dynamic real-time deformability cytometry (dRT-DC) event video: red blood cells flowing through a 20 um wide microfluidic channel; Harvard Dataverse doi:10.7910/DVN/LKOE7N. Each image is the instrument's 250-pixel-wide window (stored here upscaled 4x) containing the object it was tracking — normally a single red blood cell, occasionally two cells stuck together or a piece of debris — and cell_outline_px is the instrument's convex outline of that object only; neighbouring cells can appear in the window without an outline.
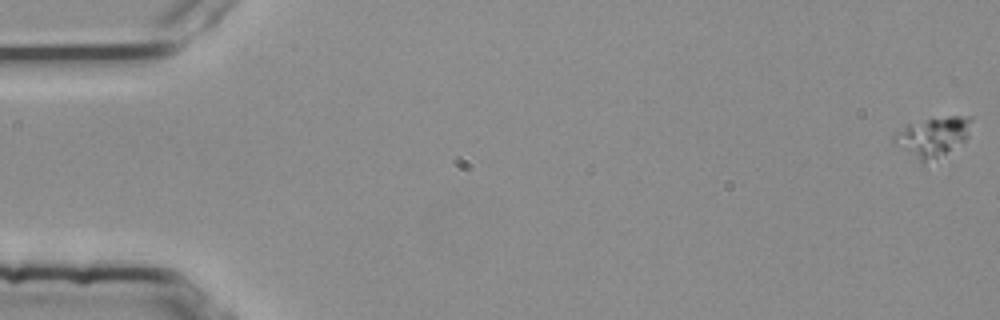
{"species": "common noctule bat (a hibernating species)", "species_latin": "Nyctalus noctula", "temperature_condition": "room temperature", "stored_images_in_passage": 57, "camera_frame_rate_fps": 3000, "um_per_image_px": 0.085, "animal": {"sex": "female", "body_mass_g": 25.1}, "frame": {"image": 1, "passage_image": 1, "time_ms": 0.0, "image_size_px": [1000, 320], "cell_outline_px": [[972, 120], [968, 136], [964, 140], [924, 168], [892, 144], [892, 140], [908, 124], [948, 116], [972, 116]], "centroid_in_image_um": [79.25, 11.72], "position_along_channel_um": 5.8, "area_um2": 18.21}}
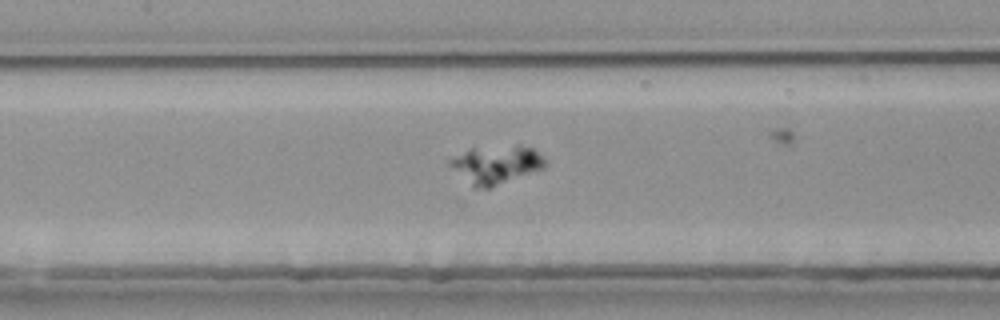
{"frame": {"image": 2, "passage_image": 27, "time_ms": 8.667, "image_size_px": [1000, 320], "cell_outline_px": [[548, 164], [544, 168], [488, 188], [472, 188], [448, 164], [448, 160], [468, 148], [516, 144], [520, 144], [532, 148]], "centroid_in_image_um": [42.13, 13.97], "position_along_channel_um": 165.3, "area_um2": 21.33}}
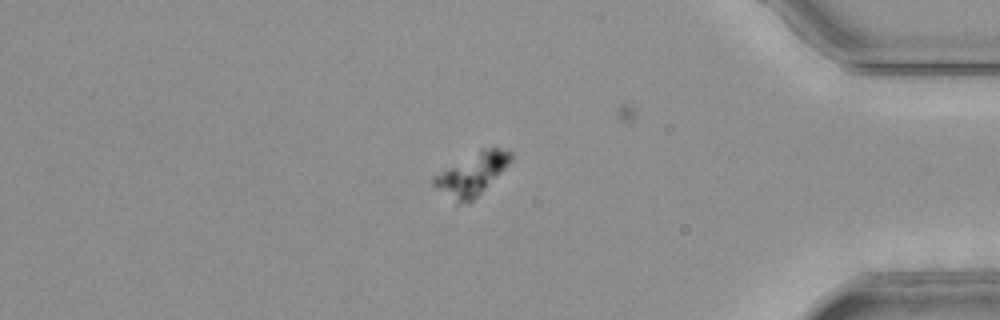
{"frame": {"image": 3, "passage_image": 48, "time_ms": 15.667, "image_size_px": [1000, 320], "cell_outline_px": [[512, 160], [468, 204], [456, 204], [436, 188], [432, 184], [432, 176], [480, 148], [500, 148], [512, 152]], "centroid_in_image_um": [40.06, 14.8], "position_along_channel_um": 395.1, "area_um2": 18.67}}